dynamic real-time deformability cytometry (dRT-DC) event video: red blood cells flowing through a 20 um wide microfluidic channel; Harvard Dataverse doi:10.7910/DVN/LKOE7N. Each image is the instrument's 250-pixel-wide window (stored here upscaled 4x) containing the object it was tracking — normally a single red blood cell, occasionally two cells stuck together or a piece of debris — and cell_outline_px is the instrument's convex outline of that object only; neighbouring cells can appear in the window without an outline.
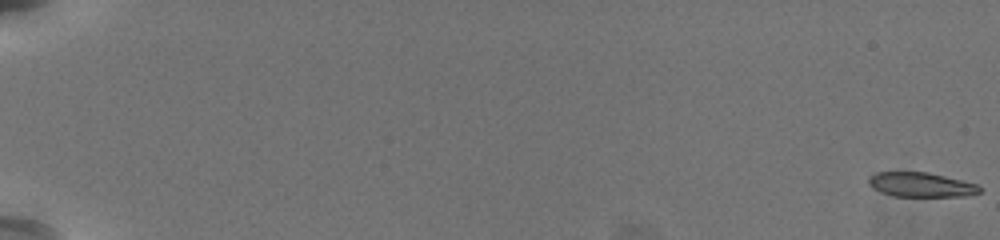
{"species": "common noctule bat (a hibernating species)", "species_latin": "Nyctalus noctula", "temperature_condition": "warm", "stored_images_in_passage": 60, "camera_frame_rate_fps": 3000, "um_per_image_px": 0.085, "animal": {"sex": "female", "body_mass_g": 19.5, "forearm_length_mm": 54.1}, "frame": {"image": 1, "passage_image": 1, "time_ms": 0.0, "image_size_px": [1000, 240], "cell_outline_px": [[980, 192], [964, 196], [896, 196], [880, 192], [872, 188], [868, 184], [868, 176], [876, 172], [928, 172], [976, 184], [980, 188]], "centroid_in_image_um": [78.21, 15.69], "position_along_channel_um": 6.8, "area_um2": 15.72}}
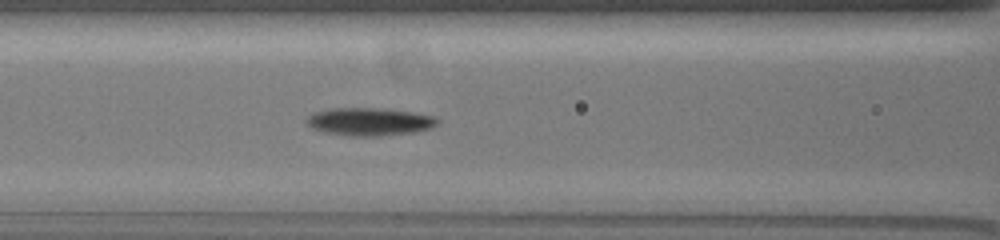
{"frame": {"image": 2, "passage_image": 30, "time_ms": 9.667, "image_size_px": [1000, 240], "cell_outline_px": [[440, 120], [432, 128], [416, 132], [380, 136], [348, 136], [324, 132], [312, 128], [304, 120], [308, 116], [316, 112], [332, 108], [388, 108], [436, 116]], "centroid_in_image_um": [31.44, 10.34], "position_along_channel_um": 135.2, "area_um2": 21.5}}
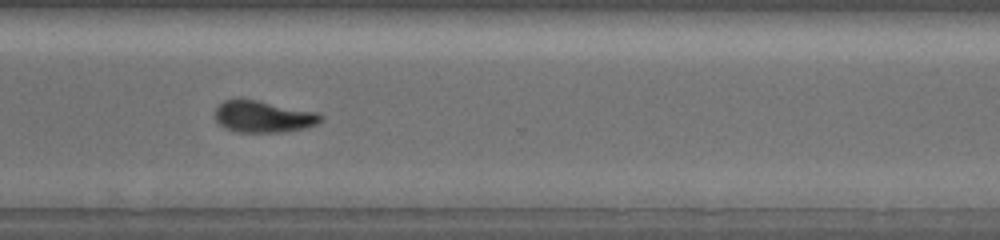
{"frame": {"image": 3, "passage_image": 47, "time_ms": 15.333, "image_size_px": [1000, 240], "cell_outline_px": [[324, 120], [316, 124], [304, 128], [280, 132], [236, 132], [224, 128], [216, 120], [216, 108], [224, 100], [256, 100], [320, 112], [324, 116]], "centroid_in_image_um": [22.44, 9.92], "position_along_channel_um": 348.2, "area_um2": 19.48}, "authors_computed_cell_mechanics": {"area_um2": 18.6694, "velocity_mm_per_s": 3.7703, "shape_relaxation_time_tau1_ms": 3.4687, "shape_relaxation_time_tau2_ms": 7.6597, "deformation_change_tau1": 0.1839, "deformation_change_tau2": 0.1253}}